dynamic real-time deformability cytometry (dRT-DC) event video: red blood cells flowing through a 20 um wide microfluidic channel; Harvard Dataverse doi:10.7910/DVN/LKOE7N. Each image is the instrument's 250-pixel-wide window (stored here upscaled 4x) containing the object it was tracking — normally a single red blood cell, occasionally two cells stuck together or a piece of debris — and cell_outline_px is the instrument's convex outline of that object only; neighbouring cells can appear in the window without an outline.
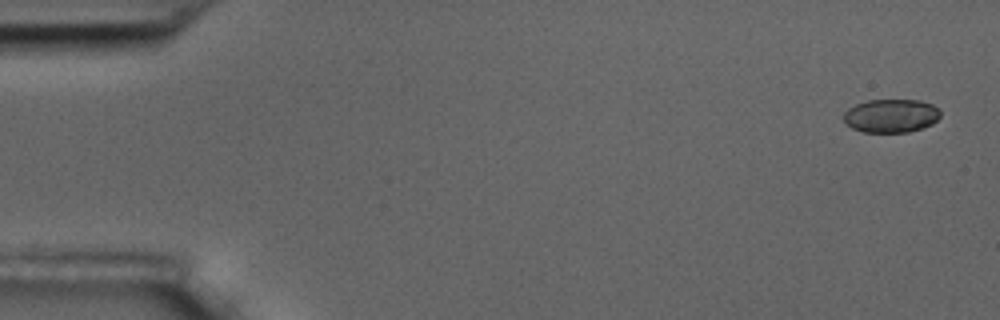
{"species": "common noctule bat (a hibernating species)", "species_latin": "Nyctalus noctula", "temperature_condition": "room temperature", "stored_images_in_passage": 3, "camera_frame_rate_fps": 3000, "um_per_image_px": 0.085, "animal": {"sex": "male", "body_mass_g": 17.5, "forearm_length_mm": 52.3}, "frame": {"image": 1, "passage_image": 1, "time_ms": 0.0, "image_size_px": [1000, 320], "cell_outline_px": [[940, 116], [932, 124], [908, 132], [864, 132], [852, 128], [844, 124], [844, 112], [848, 108], [856, 104], [868, 100], [920, 100], [932, 104], [940, 112]], "centroid_in_image_um": [75.71, 9.84], "position_along_channel_um": 9.3, "area_um2": 18.84}}